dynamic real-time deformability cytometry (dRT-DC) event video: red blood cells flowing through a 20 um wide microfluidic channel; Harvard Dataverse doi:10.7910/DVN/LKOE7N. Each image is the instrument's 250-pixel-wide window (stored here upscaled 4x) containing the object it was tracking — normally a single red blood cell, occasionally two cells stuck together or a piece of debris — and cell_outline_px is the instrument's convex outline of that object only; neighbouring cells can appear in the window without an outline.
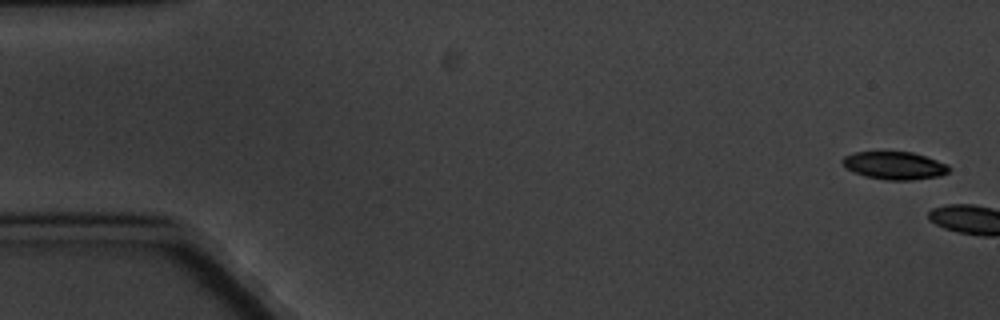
{"species": "common noctule bat (a hibernating species)", "species_latin": "Nyctalus noctula", "temperature_condition": "cold", "stored_images_in_passage": 2, "camera_frame_rate_fps": 3000, "um_per_image_px": 0.085, "animal": {"sex": "male", "body_mass_g": 20.1, "forearm_length_mm": 53.5}, "frame": {"image": 1, "passage_image": 1, "time_ms": 0.0, "image_size_px": [1000, 320], "cell_outline_px": [[952, 168], [948, 172], [940, 176], [912, 180], [884, 180], [864, 176], [848, 168], [840, 160], [844, 156], [856, 152], [912, 152], [948, 164]], "centroid_in_image_um": [76.07, 14.08], "position_along_channel_um": 8.9, "area_um2": 17.17}}